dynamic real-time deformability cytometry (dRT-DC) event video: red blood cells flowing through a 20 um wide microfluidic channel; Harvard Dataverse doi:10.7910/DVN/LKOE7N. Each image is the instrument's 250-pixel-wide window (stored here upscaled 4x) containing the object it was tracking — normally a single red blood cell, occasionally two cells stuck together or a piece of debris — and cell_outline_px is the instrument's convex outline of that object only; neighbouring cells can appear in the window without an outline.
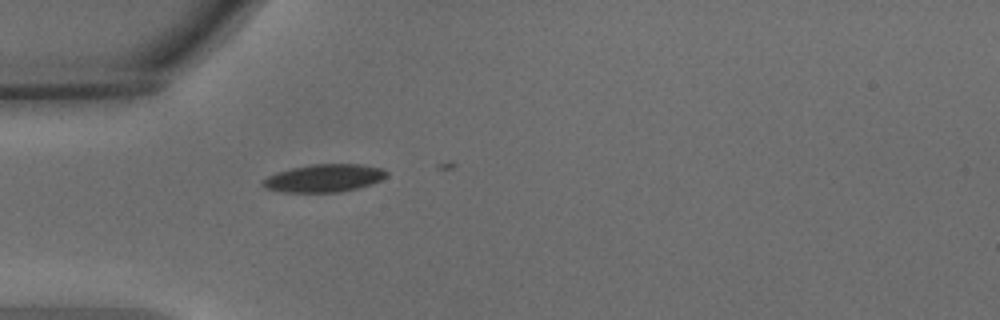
{"species": "common noctule bat (a hibernating species)", "species_latin": "Nyctalus noctula", "temperature_condition": "warm", "stored_images_in_passage": 4, "camera_frame_rate_fps": 3000, "um_per_image_px": 0.085, "animal": {"sex": "male", "body_mass_g": 15.6}, "frame": {"image": 1, "passage_image": 1, "time_ms": 0.0, "image_size_px": [1000, 320], "cell_outline_px": [[388, 176], [380, 180], [356, 188], [340, 192], [284, 192], [264, 188], [260, 184], [260, 180], [276, 172], [308, 164], [360, 164], [384, 168], [388, 172]], "centroid_in_image_um": [27.51, 15.13], "position_along_channel_um": 57.5, "area_um2": 20.17}}